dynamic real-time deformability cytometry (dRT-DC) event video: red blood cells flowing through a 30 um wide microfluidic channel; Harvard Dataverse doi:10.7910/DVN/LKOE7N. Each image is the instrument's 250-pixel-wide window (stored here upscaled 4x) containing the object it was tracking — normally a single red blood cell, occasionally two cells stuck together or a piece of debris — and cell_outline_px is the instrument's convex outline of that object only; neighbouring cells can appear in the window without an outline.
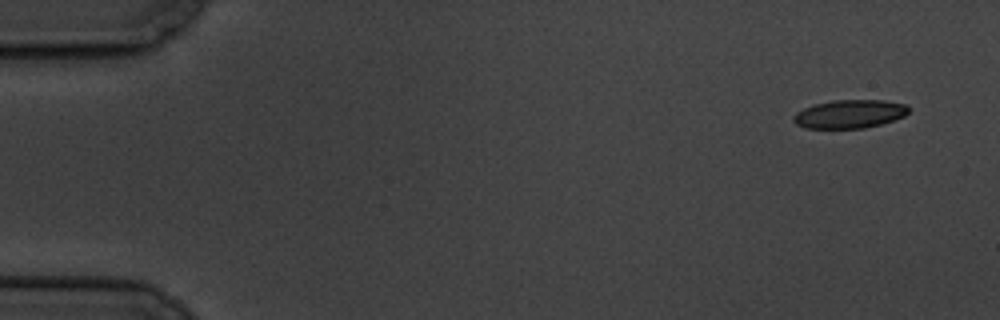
{"species": "common noctule bat (a hibernating species)", "species_latin": "Nyctalus noctula", "temperature_condition": "cold", "stored_images_in_passage": 5, "camera_frame_rate_fps": 3000, "um_per_image_px": 0.085, "animal": {"sex": "male", "body_mass_g": 19.5, "forearm_length_mm": 54.6}, "frame": {"image": 1, "passage_image": 1, "time_ms": 0.0, "image_size_px": [1000, 320], "cell_outline_px": [[912, 108], [904, 116], [880, 124], [864, 128], [804, 128], [796, 124], [792, 120], [792, 116], [796, 112], [812, 104], [832, 100], [884, 100], [904, 104]], "centroid_in_image_um": [72.18, 9.68], "position_along_channel_um": 12.8, "area_um2": 19.19}}
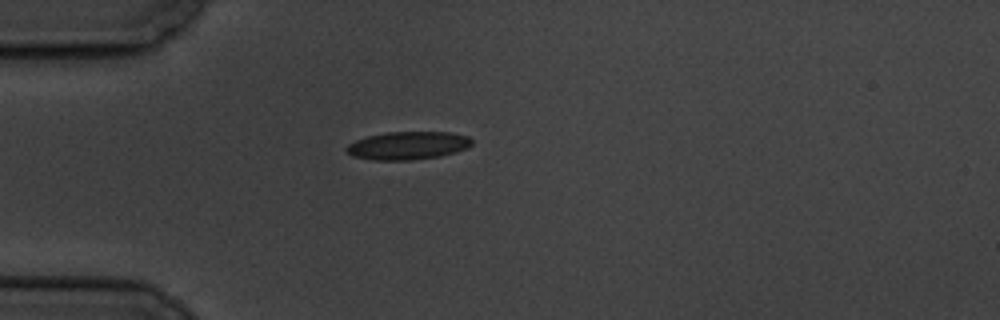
{"frame": {"image": 2, "passage_image": 5, "time_ms": 4.333, "image_size_px": [1000, 320], "cell_outline_px": [[472, 144], [468, 148], [456, 152], [440, 156], [412, 160], [372, 160], [352, 156], [344, 148], [348, 144], [356, 140], [368, 136], [388, 132], [448, 132], [468, 136], [472, 140]], "centroid_in_image_um": [34.67, 12.37], "position_along_channel_um": 50.3, "area_um2": 20.52}}